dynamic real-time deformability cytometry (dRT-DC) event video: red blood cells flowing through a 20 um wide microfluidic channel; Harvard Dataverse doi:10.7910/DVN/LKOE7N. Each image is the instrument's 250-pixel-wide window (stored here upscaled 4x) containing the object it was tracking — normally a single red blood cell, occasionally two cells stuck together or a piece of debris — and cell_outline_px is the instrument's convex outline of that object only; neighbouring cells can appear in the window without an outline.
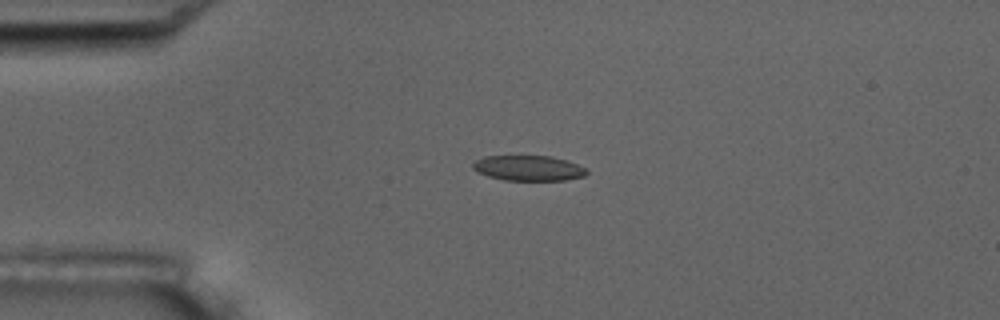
{"species": "common noctule bat (a hibernating species)", "species_latin": "Nyctalus noctula", "temperature_condition": "room temperature", "stored_images_in_passage": 2, "camera_frame_rate_fps": 3000, "um_per_image_px": 0.085, "animal": {"sex": "male", "body_mass_g": 17.5, "forearm_length_mm": 52.3}, "frame": {"image": 1, "passage_image": 1, "time_ms": 0.0, "image_size_px": [1000, 320], "cell_outline_px": [[588, 172], [584, 176], [564, 180], [504, 180], [488, 176], [476, 172], [472, 168], [472, 164], [476, 160], [484, 156], [552, 156], [588, 168]], "centroid_in_image_um": [44.9, 14.29], "position_along_channel_um": 40.1, "area_um2": 16.76}}